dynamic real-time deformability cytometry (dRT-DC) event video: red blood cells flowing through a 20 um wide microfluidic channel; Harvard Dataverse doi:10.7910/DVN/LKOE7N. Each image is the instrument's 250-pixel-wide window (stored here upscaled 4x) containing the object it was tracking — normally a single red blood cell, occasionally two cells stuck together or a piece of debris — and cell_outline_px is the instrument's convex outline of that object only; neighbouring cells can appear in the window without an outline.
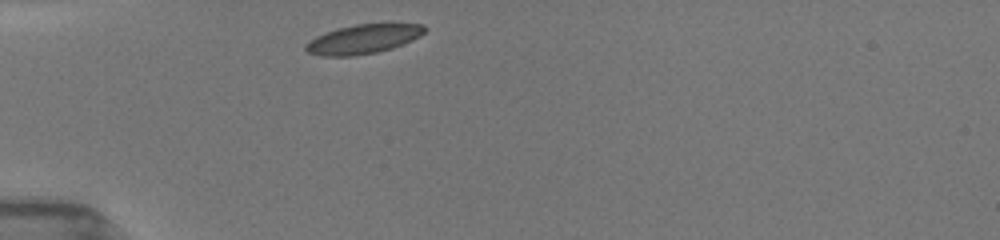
{"species": "common noctule bat (a hibernating species)", "species_latin": "Nyctalus noctula", "temperature_condition": "room temperature", "stored_images_in_passage": 23, "camera_frame_rate_fps": 3000, "um_per_image_px": 0.085, "animal": {"sex": "female", "body_mass_g": 19.5, "forearm_length_mm": 54.1}, "frame": {"image": 1, "passage_image": 1, "time_ms": 0.0, "image_size_px": [1000, 240], "cell_outline_px": [[428, 28], [420, 36], [412, 40], [392, 48], [376, 52], [352, 56], [324, 56], [308, 52], [304, 48], [304, 44], [316, 36], [340, 28], [356, 24], [392, 20], [424, 24]], "centroid_in_image_um": [30.99, 3.26], "position_along_channel_um": 54.0, "area_um2": 20.98}}
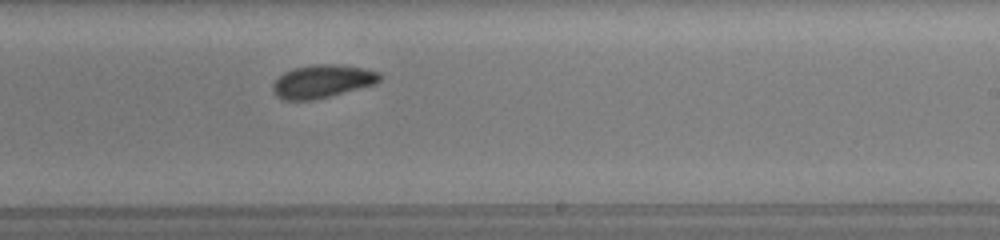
{"frame": {"image": 2, "passage_image": 10, "time_ms": 5.667, "image_size_px": [1000, 240], "cell_outline_px": [[380, 80], [376, 84], [312, 100], [284, 100], [276, 96], [272, 92], [272, 84], [284, 72], [292, 68], [312, 64], [336, 64], [364, 68], [380, 72]], "centroid_in_image_um": [27.37, 6.9], "position_along_channel_um": 261.6, "area_um2": 20.63}}
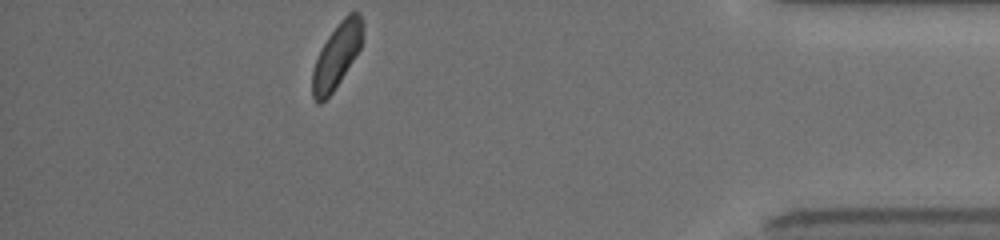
{"frame": {"image": 3, "passage_image": 23, "time_ms": 10.333, "image_size_px": [1000, 240], "cell_outline_px": [[364, 24], [360, 48], [340, 80], [332, 92], [320, 104], [316, 104], [312, 96], [312, 72], [320, 48], [328, 36], [344, 16], [348, 12], [356, 12], [360, 16]], "centroid_in_image_um": [28.6, 4.73], "position_along_channel_um": 406.6, "area_um2": 18.67}, "authors_computed_cell_mechanics": {"area_um2": 20.4612, "velocity_mm_per_s": 3.9458, "shape_relaxation_time_tau1_ms": 3.3832, "shape_relaxation_time_tau2_ms": 5.1483, "deformation_change_tau1": 0.0876, "deformation_change_tau2": 0.0626}}